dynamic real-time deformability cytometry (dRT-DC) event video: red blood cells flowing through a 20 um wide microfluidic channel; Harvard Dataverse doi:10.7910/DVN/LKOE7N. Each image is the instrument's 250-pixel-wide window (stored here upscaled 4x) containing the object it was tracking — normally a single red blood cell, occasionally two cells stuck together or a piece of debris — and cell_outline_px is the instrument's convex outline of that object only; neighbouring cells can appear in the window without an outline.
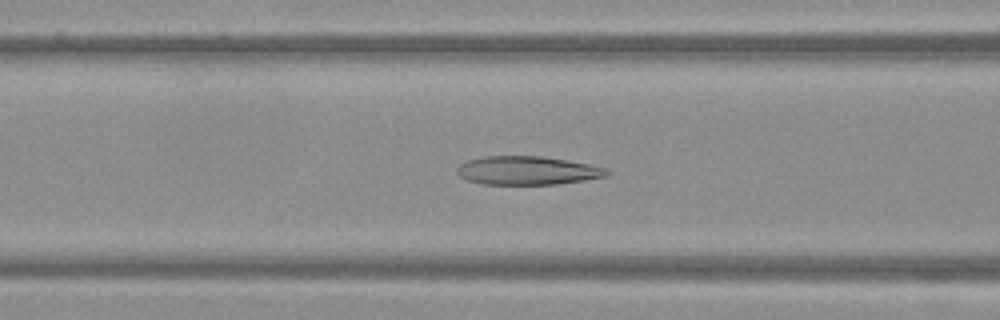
{"species": "Egyptian fruit bat (a non-hibernating species)", "species_latin": "Rousettus aegyptiacus", "temperature_condition": "warm", "stored_images_in_passage": 50, "camera_frame_rate_fps": 3000, "um_per_image_px": 0.085, "frame": {"image": 1, "passage_image": 20, "time_ms": 6.333, "image_size_px": [1000, 320], "cell_outline_px": [[612, 172], [608, 176], [584, 180], [556, 184], [480, 184], [468, 180], [460, 176], [456, 172], [456, 168], [460, 164], [468, 160], [484, 156], [540, 156], [568, 160], [608, 168]], "centroid_in_image_um": [44.85, 14.49], "position_along_channel_um": 121.8, "area_um2": 25.03}}
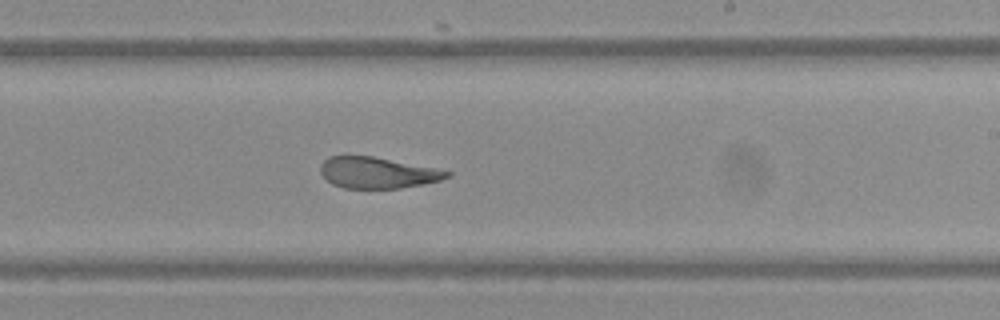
{"frame": {"image": 2, "passage_image": 30, "time_ms": 9.667, "image_size_px": [1000, 320], "cell_outline_px": [[452, 176], [440, 180], [424, 184], [400, 188], [344, 188], [332, 184], [320, 172], [320, 164], [328, 156], [372, 156], [452, 172]], "centroid_in_image_um": [32.06, 14.68], "position_along_channel_um": 256.9, "area_um2": 22.72}}
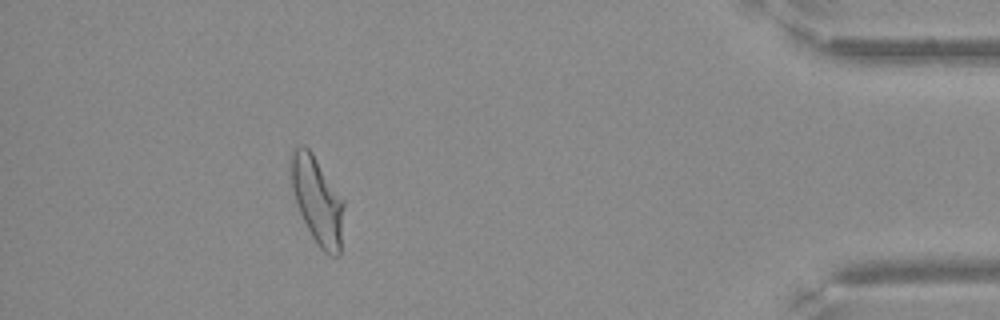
{"frame": {"image": 3, "passage_image": 45, "time_ms": 14.667, "image_size_px": [1000, 320], "cell_outline_px": [[344, 208], [340, 256], [332, 256], [324, 252], [316, 244], [300, 212], [292, 188], [292, 148], [296, 144], [304, 144], [312, 152], [344, 200]], "centroid_in_image_um": [27.0, 17.04], "position_along_channel_um": 408.2, "area_um2": 26.65}}